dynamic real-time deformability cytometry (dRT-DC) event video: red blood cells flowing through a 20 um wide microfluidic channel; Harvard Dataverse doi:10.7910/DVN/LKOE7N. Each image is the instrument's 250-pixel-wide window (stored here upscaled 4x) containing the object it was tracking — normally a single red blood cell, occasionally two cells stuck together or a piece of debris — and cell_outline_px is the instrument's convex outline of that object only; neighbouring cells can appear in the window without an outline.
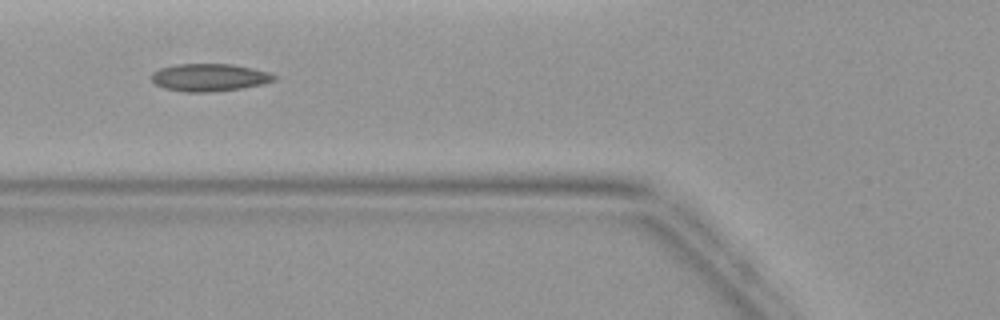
{"species": "common noctule bat (a hibernating species)", "species_latin": "Nyctalus noctula", "temperature_condition": "warm", "stored_images_in_passage": 5, "camera_frame_rate_fps": 3000, "um_per_image_px": 0.085, "animal": {"sex": "female", "body_mass_g": 19.9}, "frame": {"image": 1, "passage_image": 5, "time_ms": 4.667, "image_size_px": [1000, 320], "cell_outline_px": [[276, 80], [260, 84], [240, 88], [212, 92], [184, 92], [164, 88], [156, 84], [152, 80], [152, 72], [160, 68], [176, 64], [232, 64], [252, 68], [268, 72], [276, 76]], "centroid_in_image_um": [17.77, 6.58], "position_along_channel_um": 108.0, "area_um2": 19.59}}